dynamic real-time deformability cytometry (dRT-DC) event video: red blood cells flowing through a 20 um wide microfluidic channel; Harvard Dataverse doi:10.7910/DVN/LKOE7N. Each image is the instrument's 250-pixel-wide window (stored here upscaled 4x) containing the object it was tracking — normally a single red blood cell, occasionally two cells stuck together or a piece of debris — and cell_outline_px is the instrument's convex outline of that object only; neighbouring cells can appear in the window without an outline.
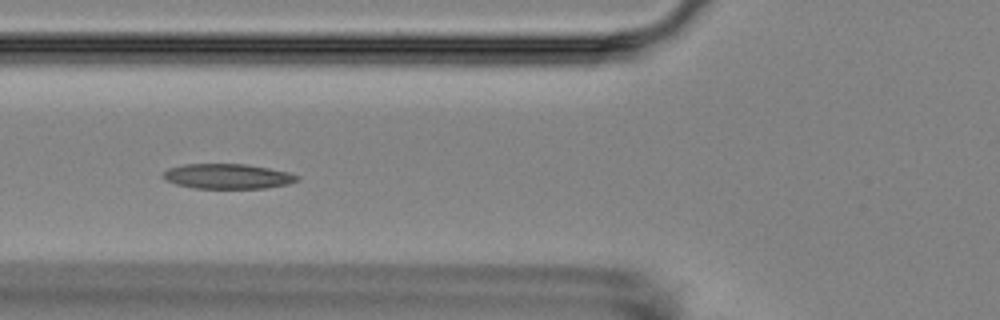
{"species": "Egyptian fruit bat (a non-hibernating species)", "species_latin": "Rousettus aegyptiacus", "temperature_condition": "room temperature", "stored_images_in_passage": 7, "camera_frame_rate_fps": 3000, "um_per_image_px": 0.085, "animal": {"sex": "female"}, "frame": {"image": 1, "passage_image": 5, "time_ms": 4.667, "image_size_px": [1000, 320], "cell_outline_px": [[300, 180], [288, 184], [264, 188], [196, 188], [176, 184], [160, 176], [168, 168], [184, 164], [244, 164], [268, 168], [288, 172], [300, 176]], "centroid_in_image_um": [19.36, 14.98], "position_along_channel_um": 106.4, "area_um2": 19.42}}
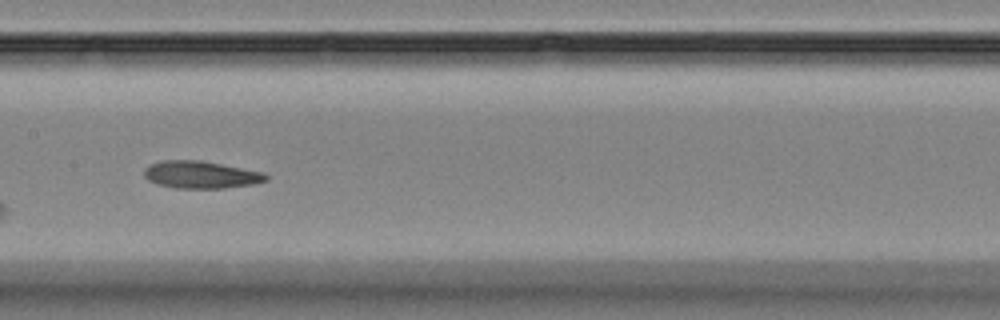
{"frame": {"image": 2, "passage_image": 7, "time_ms": 7.0, "image_size_px": [1000, 320], "cell_outline_px": [[268, 180], [252, 184], [224, 188], [176, 188], [156, 184], [148, 180], [144, 176], [144, 168], [148, 164], [160, 160], [200, 160], [264, 172], [268, 176]], "centroid_in_image_um": [17.03, 14.84], "position_along_channel_um": 190.4, "area_um2": 19.54}}